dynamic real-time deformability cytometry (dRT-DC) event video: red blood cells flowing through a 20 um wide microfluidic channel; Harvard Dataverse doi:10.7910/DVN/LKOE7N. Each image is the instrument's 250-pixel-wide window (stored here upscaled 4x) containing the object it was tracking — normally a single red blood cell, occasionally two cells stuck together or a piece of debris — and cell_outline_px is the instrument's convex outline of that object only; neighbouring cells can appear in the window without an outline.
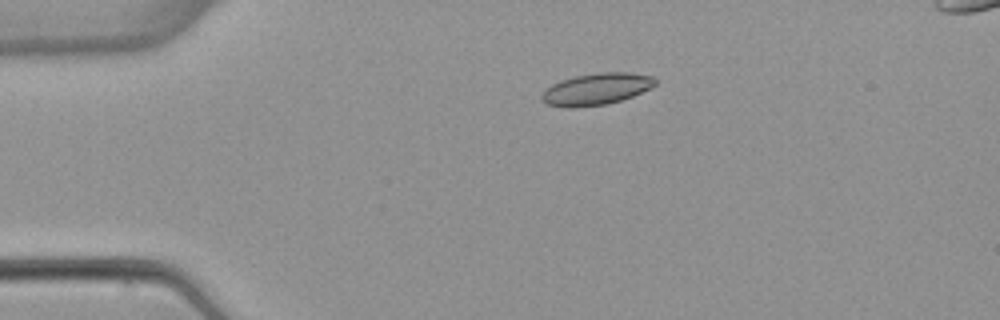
{"species": "common noctule bat (a hibernating species)", "species_latin": "Nyctalus noctula", "temperature_condition": "warm", "stored_images_in_passage": 5, "camera_frame_rate_fps": 3000, "um_per_image_px": 0.085, "animal": {"sex": "female", "body_mass_g": 22.7, "forearm_length_mm": 54.2}, "frame": {"image": 1, "passage_image": 4, "time_ms": 3.667, "image_size_px": [1000, 320], "cell_outline_px": [[656, 84], [632, 96], [620, 100], [604, 104], [572, 108], [568, 108], [548, 104], [540, 100], [540, 96], [552, 84], [560, 80], [576, 76], [600, 72], [632, 72], [652, 76], [656, 80]], "centroid_in_image_um": [50.67, 7.56], "position_along_channel_um": 34.3, "area_um2": 20.75}}